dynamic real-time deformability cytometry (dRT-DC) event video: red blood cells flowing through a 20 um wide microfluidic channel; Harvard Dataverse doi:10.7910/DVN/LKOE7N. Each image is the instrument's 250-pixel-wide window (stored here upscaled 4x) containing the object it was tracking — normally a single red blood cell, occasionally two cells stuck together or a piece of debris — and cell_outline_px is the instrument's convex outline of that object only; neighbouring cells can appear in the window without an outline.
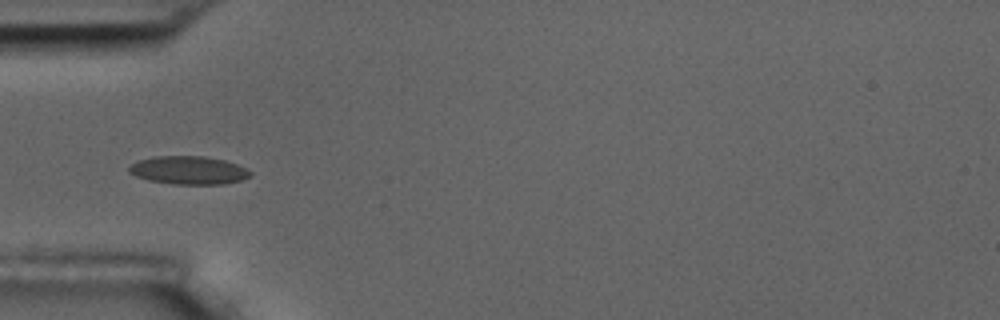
{"species": "common noctule bat (a hibernating species)", "species_latin": "Nyctalus noctula", "temperature_condition": "room temperature", "stored_images_in_passage": 8, "camera_frame_rate_fps": 3000, "um_per_image_px": 0.085, "animal": {"sex": "male", "body_mass_g": 17.5, "forearm_length_mm": 52.3}, "frame": {"image": 1, "passage_image": 5, "time_ms": 5.0, "image_size_px": [1000, 320], "cell_outline_px": [[252, 176], [240, 180], [224, 184], [172, 184], [148, 180], [136, 176], [128, 172], [128, 168], [136, 160], [152, 156], [204, 156], [224, 160], [236, 164], [252, 172]], "centroid_in_image_um": [16.0, 14.47], "position_along_channel_um": 69.0, "area_um2": 20.0}}
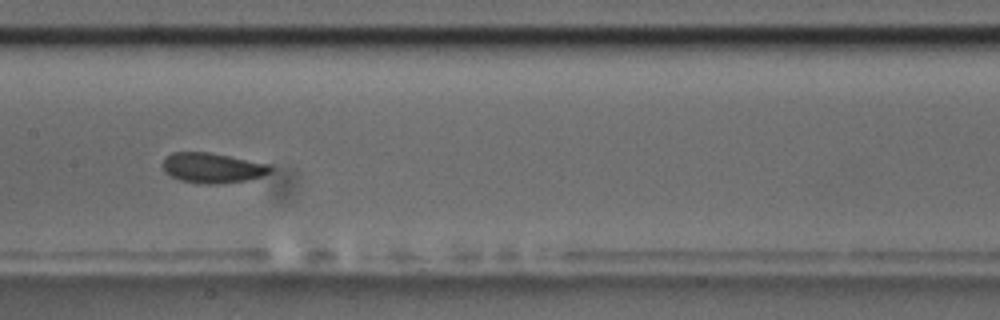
{"frame": {"image": 2, "passage_image": 8, "time_ms": 8.333, "image_size_px": [1000, 320], "cell_outline_px": [[272, 172], [248, 180], [216, 184], [200, 184], [180, 180], [164, 172], [160, 164], [172, 152], [208, 152], [268, 164], [272, 168]], "centroid_in_image_um": [18.02, 14.28], "position_along_channel_um": 189.4, "area_um2": 18.84}}